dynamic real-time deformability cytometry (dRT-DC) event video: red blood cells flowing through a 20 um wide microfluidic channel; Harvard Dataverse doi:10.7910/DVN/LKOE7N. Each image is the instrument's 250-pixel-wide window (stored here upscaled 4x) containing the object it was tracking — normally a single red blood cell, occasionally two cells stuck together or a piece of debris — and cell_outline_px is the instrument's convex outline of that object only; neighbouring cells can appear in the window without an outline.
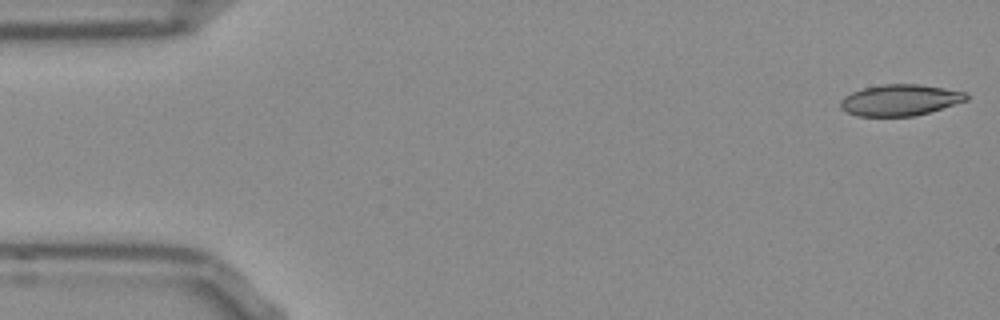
{"species": "Egyptian fruit bat (a non-hibernating species)", "species_latin": "Rousettus aegyptiacus", "temperature_condition": "room temperature", "stored_images_in_passage": 52, "camera_frame_rate_fps": 3000, "um_per_image_px": 0.085, "frame": {"image": 1, "passage_image": 1, "time_ms": 0.0, "image_size_px": [1000, 320], "cell_outline_px": [[968, 100], [916, 116], [856, 116], [840, 108], [840, 100], [844, 96], [852, 92], [864, 88], [884, 84], [920, 84], [944, 88], [964, 92], [968, 96]], "centroid_in_image_um": [76.49, 8.51], "position_along_channel_um": 8.5, "area_um2": 22.83}}
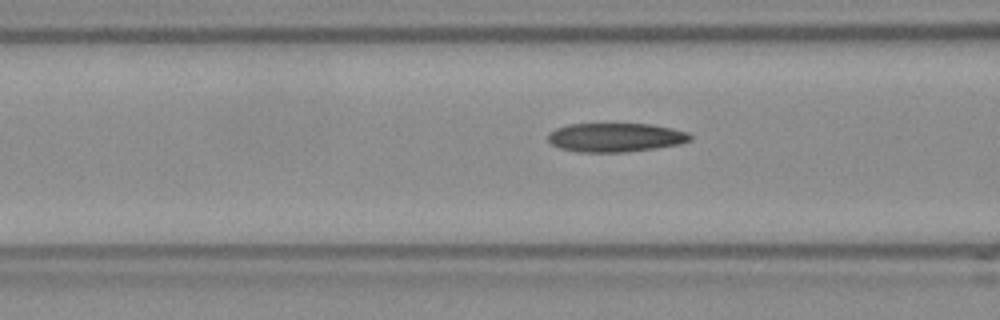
{"frame": {"image": 2, "passage_image": 19, "time_ms": 6.0, "image_size_px": [1000, 320], "cell_outline_px": [[692, 140], [680, 144], [656, 148], [624, 152], [580, 152], [560, 148], [552, 144], [548, 140], [548, 132], [556, 128], [568, 124], [652, 124], [672, 128], [688, 132], [692, 136]], "centroid_in_image_um": [52.33, 11.68], "position_along_channel_um": 114.3, "area_um2": 24.04}}
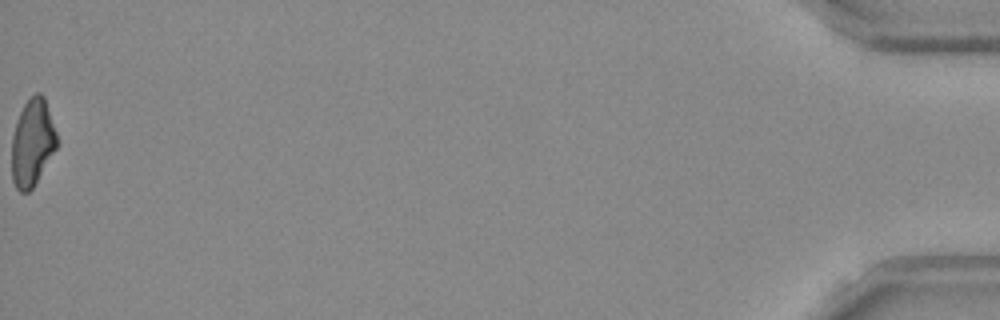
{"frame": {"image": 3, "passage_image": 52, "time_ms": 17.0, "image_size_px": [1000, 320], "cell_outline_px": [[56, 148], [32, 188], [28, 192], [20, 192], [16, 188], [12, 180], [12, 136], [16, 120], [24, 104], [36, 92], [40, 92], [44, 96], [56, 132]], "centroid_in_image_um": [2.73, 12.12], "position_along_channel_um": 432.5, "area_um2": 22.6}, "authors_computed_cell_mechanics": {"area_um2": 23.7558, "velocity_mm_per_s": 3.869, "shape_relaxation_time_tau1_ms": null, "shape_relaxation_time_tau2_ms": 4.6564, "deformation_change_tau1": null, "deformation_change_tau2": 0.1261}}